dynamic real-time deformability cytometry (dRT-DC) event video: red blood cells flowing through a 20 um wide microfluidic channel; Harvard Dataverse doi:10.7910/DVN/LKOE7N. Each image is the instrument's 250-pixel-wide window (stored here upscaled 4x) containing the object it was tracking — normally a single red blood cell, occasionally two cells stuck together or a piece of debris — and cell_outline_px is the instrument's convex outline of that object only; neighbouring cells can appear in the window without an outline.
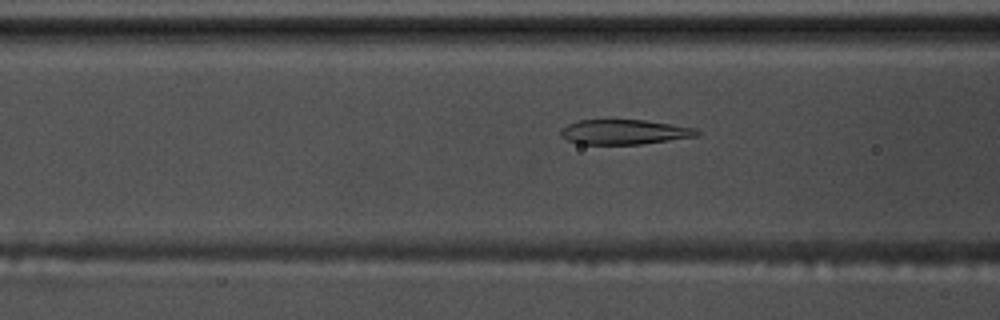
{"species": "common noctule bat (a hibernating species)", "species_latin": "Nyctalus noctula", "temperature_condition": "warm", "stored_images_in_passage": 58, "camera_frame_rate_fps": 3000, "um_per_image_px": 0.085, "animal": {"sex": "male", "body_mass_g": 17.5, "forearm_length_mm": 52.3}, "frame": {"image": 1, "passage_image": 23, "time_ms": 7.333, "image_size_px": [1000, 320], "cell_outline_px": [[700, 132], [696, 136], [640, 144], [580, 144], [568, 140], [560, 136], [560, 128], [568, 124], [580, 120], [644, 120], [696, 128]], "centroid_in_image_um": [53.02, 11.22], "position_along_channel_um": 113.6, "area_um2": 19.54}}
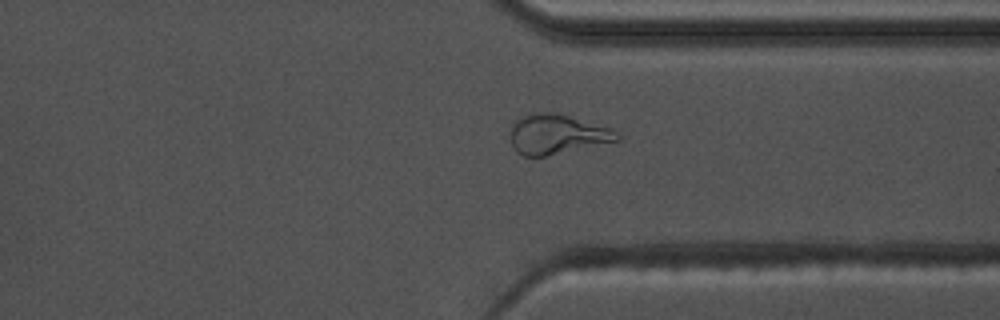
{"frame": {"image": 2, "passage_image": 44, "time_ms": 14.333, "image_size_px": [1000, 320], "cell_outline_px": [[620, 140], [544, 156], [524, 156], [516, 152], [508, 136], [512, 124], [516, 120], [532, 112], [560, 112], [612, 128], [620, 132]], "centroid_in_image_um": [47.34, 11.38], "position_along_channel_um": 364.1, "area_um2": 25.09}}
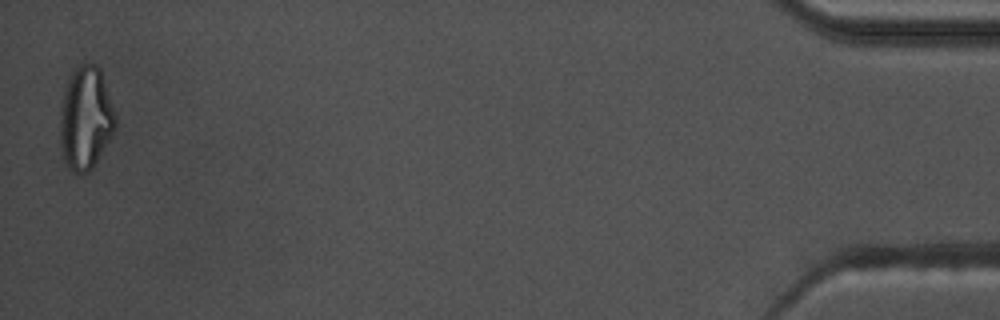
{"frame": {"image": 3, "passage_image": 57, "time_ms": 18.667, "image_size_px": [1000, 320], "cell_outline_px": [[116, 128], [92, 168], [88, 172], [72, 172], [64, 164], [60, 144], [60, 108], [64, 92], [68, 80], [72, 72], [80, 64], [96, 64], [100, 68], [116, 116]], "centroid_in_image_um": [7.26, 10.06], "position_along_channel_um": 427.9, "area_um2": 33.18}, "authors_computed_cell_mechanics": {"area_um2": 21.386, "velocity_mm_per_s": 3.5818, "shape_relaxation_time_tau1_ms": 6.7655, "shape_relaxation_time_tau2_ms": 0.9612, "deformation_change_tau1": 0.238, "deformation_change_tau2": 0.0831}}